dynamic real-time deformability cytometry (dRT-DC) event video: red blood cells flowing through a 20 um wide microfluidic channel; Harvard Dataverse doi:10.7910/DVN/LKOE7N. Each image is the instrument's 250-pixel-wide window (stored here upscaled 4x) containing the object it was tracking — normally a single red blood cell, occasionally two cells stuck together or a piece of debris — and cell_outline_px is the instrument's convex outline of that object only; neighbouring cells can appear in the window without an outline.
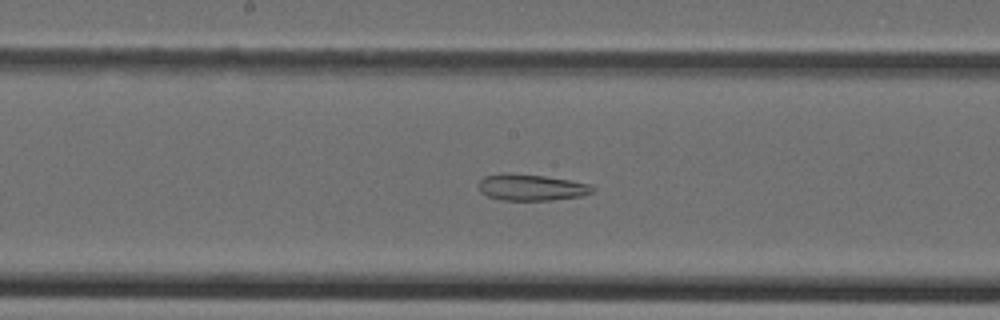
{"species": "Egyptian fruit bat (a non-hibernating species)", "species_latin": "Rousettus aegyptiacus", "temperature_condition": "cold", "stored_images_in_passage": 33, "camera_frame_rate_fps": 3000, "um_per_image_px": 0.085, "animal": {"sex": "female"}, "frame": {"image": 1, "passage_image": 11, "time_ms": 3.333, "image_size_px": [1000, 320], "cell_outline_px": [[596, 188], [592, 192], [584, 196], [552, 200], [500, 200], [488, 196], [480, 192], [480, 180], [484, 176], [544, 176], [568, 180], [588, 184]], "centroid_in_image_um": [45.25, 15.99], "position_along_channel_um": 203.0, "area_um2": 16.65}}
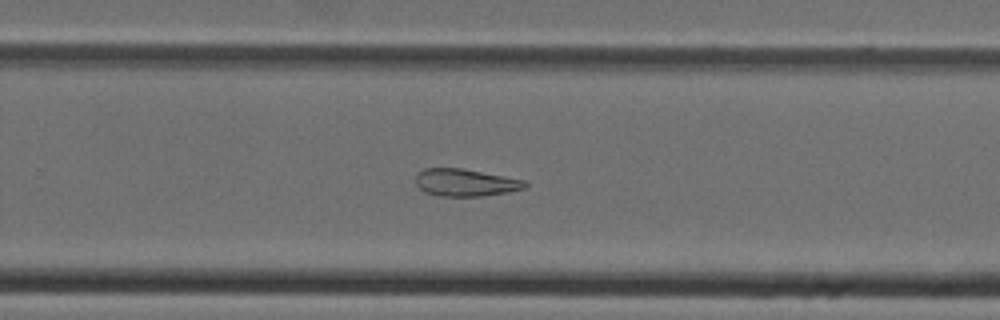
{"frame": {"image": 2, "passage_image": 17, "time_ms": 5.333, "image_size_px": [1000, 320], "cell_outline_px": [[528, 184], [524, 188], [508, 192], [484, 196], [440, 196], [424, 192], [416, 184], [416, 176], [424, 168], [464, 168], [524, 180]], "centroid_in_image_um": [39.56, 15.52], "position_along_channel_um": 290.2, "area_um2": 17.4}}
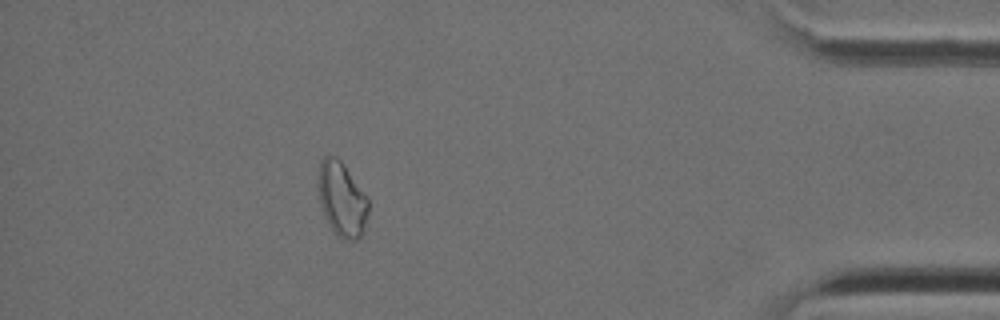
{"frame": {"image": 3, "passage_image": 28, "time_ms": 9.0, "image_size_px": [1000, 320], "cell_outline_px": [[368, 212], [364, 232], [356, 240], [344, 240], [336, 236], [324, 216], [320, 204], [316, 188], [316, 180], [320, 160], [324, 156], [336, 156], [340, 160], [368, 196]], "centroid_in_image_um": [29.03, 16.93], "position_along_channel_um": 406.2, "area_um2": 22.37}}